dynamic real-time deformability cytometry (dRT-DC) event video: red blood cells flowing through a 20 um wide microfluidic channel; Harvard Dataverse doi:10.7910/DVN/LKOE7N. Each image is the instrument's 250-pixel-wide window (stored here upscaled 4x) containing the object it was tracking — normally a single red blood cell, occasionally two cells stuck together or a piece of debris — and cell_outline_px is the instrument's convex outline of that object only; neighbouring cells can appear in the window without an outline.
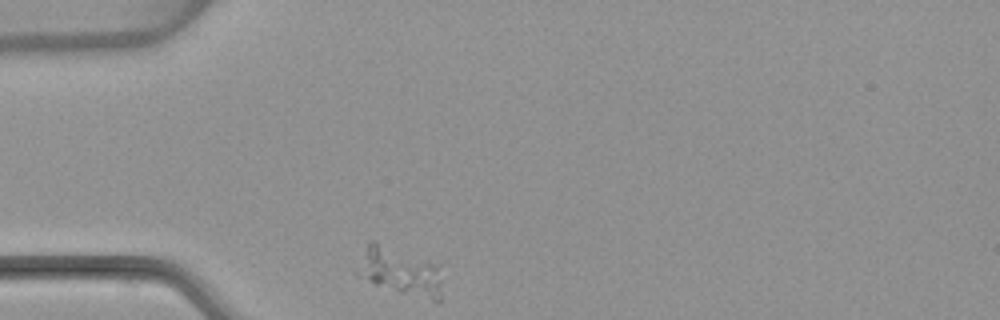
{"species": "common noctule bat (a hibernating species)", "species_latin": "Nyctalus noctula", "temperature_condition": "warm", "stored_images_in_passage": 1, "camera_frame_rate_fps": 3000, "um_per_image_px": 0.085, "animal": {"sex": "female", "body_mass_g": 22.7, "forearm_length_mm": 54.2}, "frame": {"image": 1, "passage_image": 1, "time_ms": 0.0, "image_size_px": [1000, 320], "cell_outline_px": [[440, 300], [436, 304], [376, 284], [368, 276], [368, 240], [372, 240], [440, 264]], "centroid_in_image_um": [34.34, 23.13], "position_along_channel_um": 50.7, "area_um2": 21.62}}